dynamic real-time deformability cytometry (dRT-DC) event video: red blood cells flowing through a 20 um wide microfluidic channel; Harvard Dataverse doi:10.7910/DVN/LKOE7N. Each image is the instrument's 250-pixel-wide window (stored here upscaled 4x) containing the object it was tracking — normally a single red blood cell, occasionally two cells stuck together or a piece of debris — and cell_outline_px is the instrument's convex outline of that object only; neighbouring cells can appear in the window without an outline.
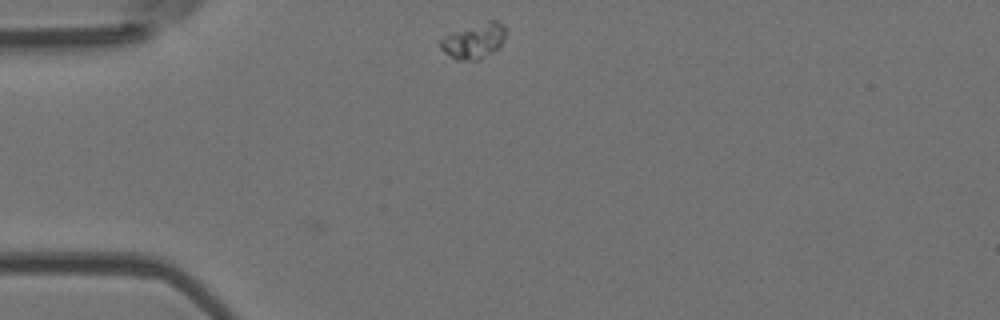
{"species": "Egyptian fruit bat (a non-hibernating species)", "species_latin": "Rousettus aegyptiacus", "temperature_condition": "room temperature", "stored_images_in_passage": 43, "camera_frame_rate_fps": 3000, "um_per_image_px": 0.085, "animal": {"sex": "female"}, "frame": {"image": 1, "passage_image": 1, "time_ms": 0.0, "image_size_px": [1000, 320], "cell_outline_px": [[504, 40], [500, 48], [476, 60], [452, 60], [440, 48], [436, 40], [452, 32], [488, 20], [500, 20], [504, 24]], "centroid_in_image_um": [40.24, 3.47], "position_along_channel_um": 44.8, "area_um2": 13.7}}
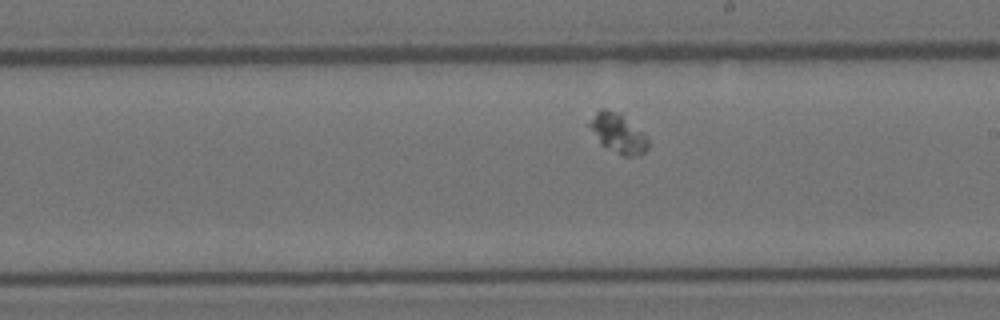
{"frame": {"image": 2, "passage_image": 19, "time_ms": 6.0, "image_size_px": [1000, 320], "cell_outline_px": [[648, 148], [644, 152], [632, 156], [624, 156], [600, 144], [588, 124], [596, 112], [600, 108], [604, 108], [620, 112], [648, 140]], "centroid_in_image_um": [52.5, 11.31], "position_along_channel_um": 236.5, "area_um2": 13.01}}
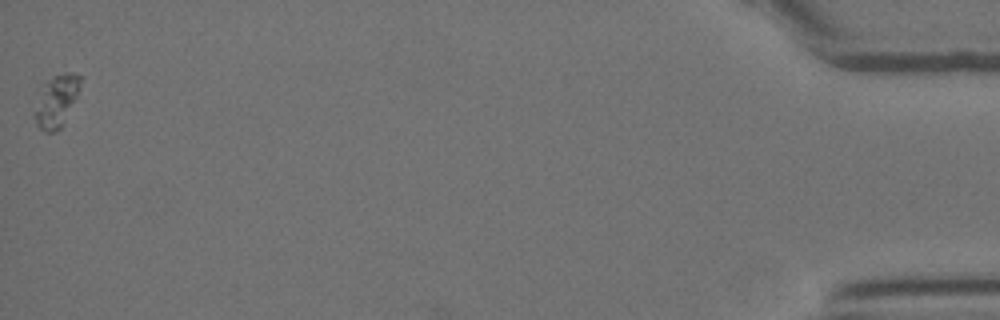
{"frame": {"image": 3, "passage_image": 43, "time_ms": 14.0, "image_size_px": [1000, 320], "cell_outline_px": [[84, 76], [76, 96], [60, 128], [56, 132], [44, 132], [36, 124], [32, 112], [44, 84], [52, 76], [64, 72], [72, 72]], "centroid_in_image_um": [4.78, 8.55], "position_along_channel_um": 430.4, "area_um2": 13.81}}